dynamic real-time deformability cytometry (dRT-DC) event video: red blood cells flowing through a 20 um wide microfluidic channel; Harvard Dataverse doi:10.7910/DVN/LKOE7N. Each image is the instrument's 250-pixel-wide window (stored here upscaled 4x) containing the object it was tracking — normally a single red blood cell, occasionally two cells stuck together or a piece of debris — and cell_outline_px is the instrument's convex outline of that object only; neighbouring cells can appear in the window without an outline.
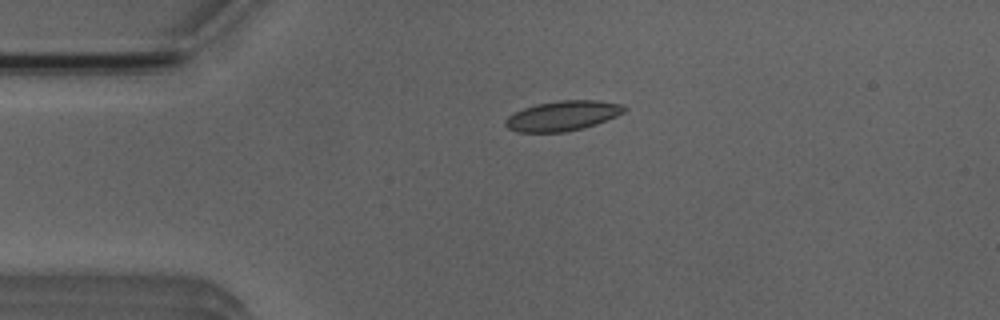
{"species": "Egyptian fruit bat (a non-hibernating species)", "species_latin": "Rousettus aegyptiacus", "temperature_condition": "room temperature", "stored_images_in_passage": 3, "camera_frame_rate_fps": 3000, "um_per_image_px": 0.085, "animal": {"sex": "male"}, "frame": {"image": 1, "passage_image": 1, "time_ms": 0.0, "image_size_px": [1000, 320], "cell_outline_px": [[628, 108], [624, 112], [616, 116], [596, 124], [584, 128], [564, 132], [516, 132], [508, 128], [504, 124], [504, 120], [508, 116], [524, 108], [536, 104], [560, 100], [600, 100], [624, 104]], "centroid_in_image_um": [47.85, 9.84], "position_along_channel_um": 37.2, "area_um2": 20.87}}